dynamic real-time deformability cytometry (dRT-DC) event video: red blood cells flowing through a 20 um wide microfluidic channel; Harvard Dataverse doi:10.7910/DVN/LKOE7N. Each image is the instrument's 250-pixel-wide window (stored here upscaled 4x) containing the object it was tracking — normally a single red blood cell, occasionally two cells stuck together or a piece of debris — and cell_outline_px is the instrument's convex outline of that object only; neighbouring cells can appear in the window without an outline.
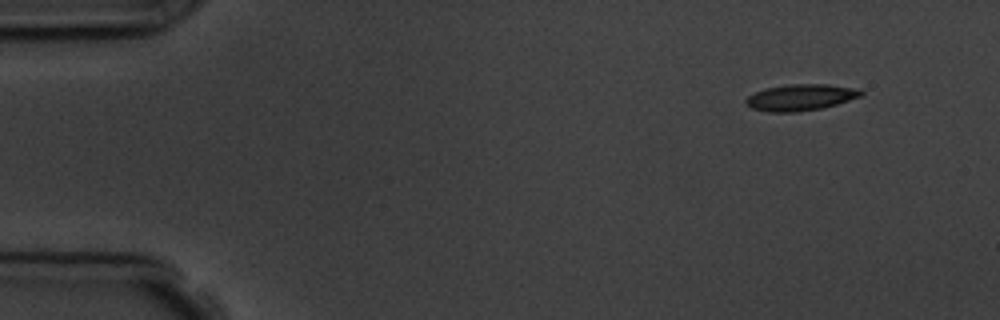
{"species": "common noctule bat (a hibernating species)", "species_latin": "Nyctalus noctula", "temperature_condition": "room temperature", "stored_images_in_passage": 4, "camera_frame_rate_fps": 3000, "um_per_image_px": 0.085, "animal": {"sex": "male", "body_mass_g": 19.5, "forearm_length_mm": 54.6}, "frame": {"image": 1, "passage_image": 1, "time_ms": 0.0, "image_size_px": [1000, 320], "cell_outline_px": [[864, 96], [836, 104], [820, 108], [796, 112], [768, 112], [752, 108], [744, 100], [748, 96], [756, 92], [768, 88], [788, 84], [828, 84], [860, 88], [864, 92]], "centroid_in_image_um": [68.12, 8.27], "position_along_channel_um": 16.9, "area_um2": 17.69}}
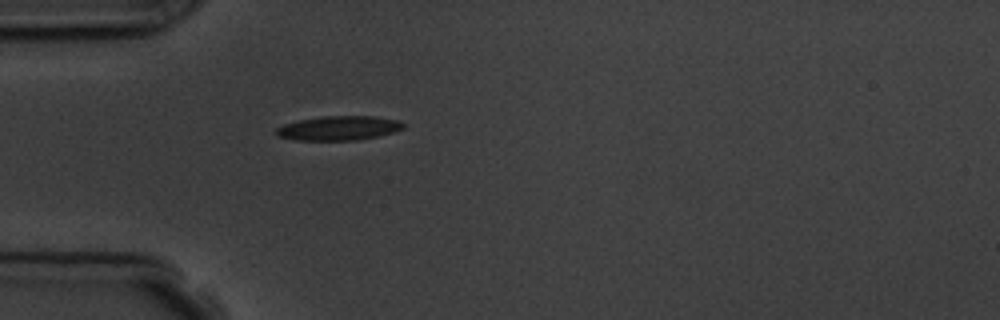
{"frame": {"image": 2, "passage_image": 4, "time_ms": 3.667, "image_size_px": [1000, 320], "cell_outline_px": [[404, 128], [380, 136], [356, 140], [296, 140], [276, 136], [276, 128], [284, 124], [300, 120], [320, 116], [376, 116], [396, 120], [404, 124]], "centroid_in_image_um": [28.78, 10.89], "position_along_channel_um": 56.2, "area_um2": 17.98}}